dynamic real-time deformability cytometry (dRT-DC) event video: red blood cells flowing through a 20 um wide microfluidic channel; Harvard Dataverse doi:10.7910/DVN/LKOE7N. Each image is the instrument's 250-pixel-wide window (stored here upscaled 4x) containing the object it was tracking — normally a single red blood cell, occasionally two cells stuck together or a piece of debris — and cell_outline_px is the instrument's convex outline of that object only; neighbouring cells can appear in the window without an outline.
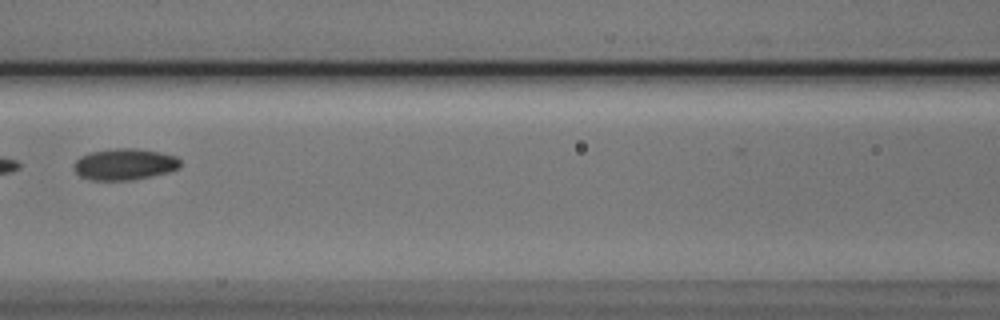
{"species": "Egyptian fruit bat (a non-hibernating species)", "species_latin": "Rousettus aegyptiacus", "temperature_condition": "cold", "stored_images_in_passage": 3, "camera_frame_rate_fps": 3000, "um_per_image_px": 0.085, "animal": {"sex": "male"}, "frame": {"image": 1, "passage_image": 3, "time_ms": 0.667, "image_size_px": [1000, 320], "cell_outline_px": [[180, 168], [168, 172], [132, 180], [92, 180], [80, 176], [76, 172], [76, 160], [80, 156], [92, 152], [116, 148], [136, 148], [160, 152], [176, 156], [180, 160]], "centroid_in_image_um": [10.63, 13.96], "position_along_channel_um": 156.0, "area_um2": 19.31}}